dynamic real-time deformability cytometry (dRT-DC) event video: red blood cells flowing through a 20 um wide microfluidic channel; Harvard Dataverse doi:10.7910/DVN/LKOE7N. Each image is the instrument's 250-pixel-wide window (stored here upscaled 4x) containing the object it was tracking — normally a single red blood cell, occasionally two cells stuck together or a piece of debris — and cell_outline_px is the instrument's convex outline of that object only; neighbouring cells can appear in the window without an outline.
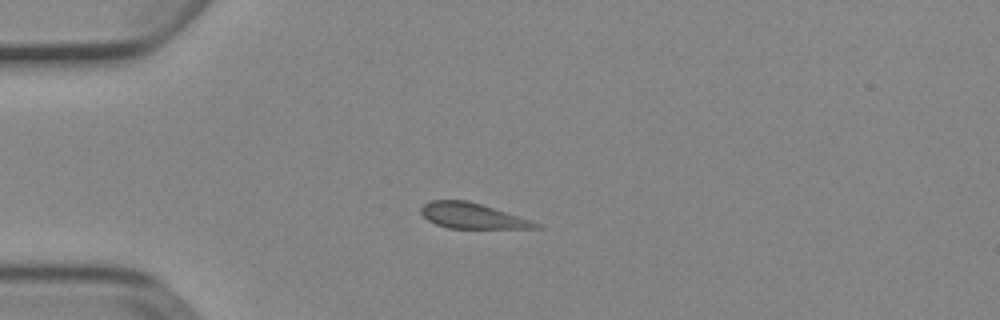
{"species": "Egyptian fruit bat (a non-hibernating species)", "species_latin": "Rousettus aegyptiacus", "temperature_condition": "cold", "stored_images_in_passage": 9, "camera_frame_rate_fps": 3000, "um_per_image_px": 0.085, "animal": {"sex": "female"}, "frame": {"image": 1, "passage_image": 4, "time_ms": 1.0, "image_size_px": [1000, 320], "cell_outline_px": [[544, 228], [448, 228], [436, 224], [428, 220], [420, 212], [420, 208], [424, 204], [432, 200], [468, 200], [540, 224]], "centroid_in_image_um": [40.07, 18.34], "position_along_channel_um": 44.9, "area_um2": 16.59}}
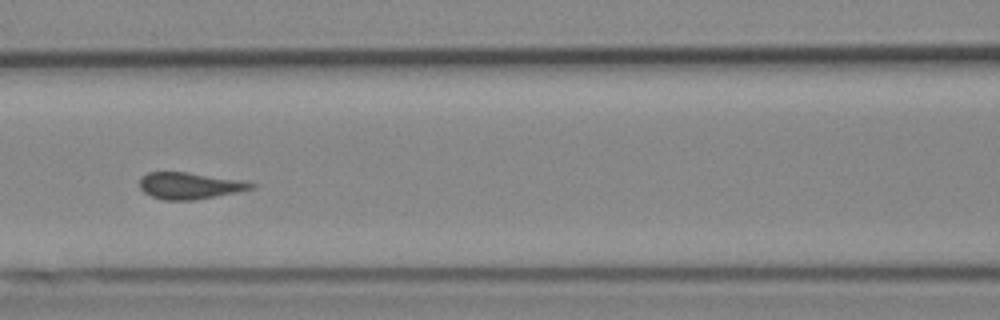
{"frame": {"image": 2, "passage_image": 7, "time_ms": 2.0, "image_size_px": [1000, 320], "cell_outline_px": [[256, 188], [236, 192], [192, 200], [164, 200], [152, 196], [144, 192], [140, 188], [140, 176], [148, 172], [188, 172], [244, 180], [256, 184]], "centroid_in_image_um": [16.13, 15.77], "position_along_channel_um": 150.5, "area_um2": 17.34}}
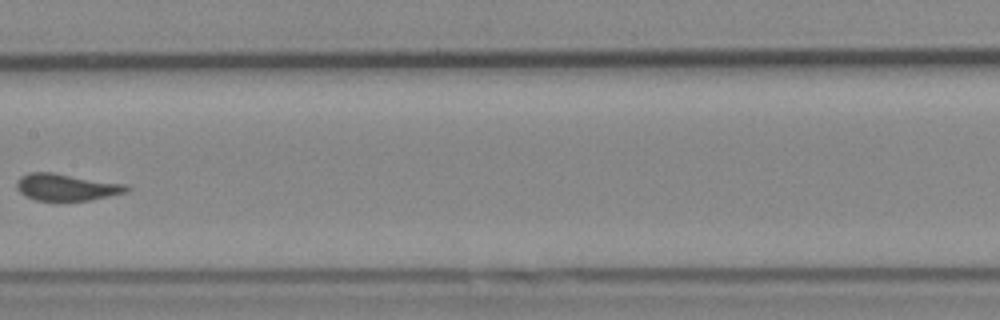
{"frame": {"image": 3, "passage_image": 8, "time_ms": 2.333, "image_size_px": [1000, 320], "cell_outline_px": [[132, 188], [128, 192], [88, 200], [36, 200], [24, 196], [16, 188], [16, 180], [20, 176], [28, 172], [52, 172], [128, 184]], "centroid_in_image_um": [5.65, 15.89], "position_along_channel_um": 201.8, "area_um2": 17.4}}